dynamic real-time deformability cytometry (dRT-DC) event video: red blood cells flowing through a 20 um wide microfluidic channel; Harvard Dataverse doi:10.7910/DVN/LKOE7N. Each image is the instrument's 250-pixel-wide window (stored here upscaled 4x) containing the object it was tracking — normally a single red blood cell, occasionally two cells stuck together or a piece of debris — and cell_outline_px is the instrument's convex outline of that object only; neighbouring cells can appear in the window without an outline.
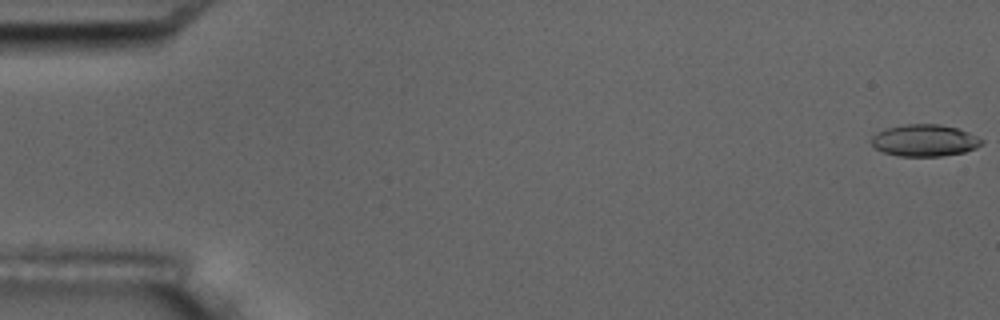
{"species": "common noctule bat (a hibernating species)", "species_latin": "Nyctalus noctula", "temperature_condition": "room temperature", "stored_images_in_passage": 5, "camera_frame_rate_fps": 3000, "um_per_image_px": 0.085, "animal": {"sex": "male", "body_mass_g": 17.5, "forearm_length_mm": 52.3}, "frame": {"image": 1, "passage_image": 1, "time_ms": 0.0, "image_size_px": [1000, 320], "cell_outline_px": [[984, 144], [976, 148], [964, 152], [940, 156], [900, 156], [884, 152], [876, 148], [872, 144], [872, 136], [888, 128], [904, 124], [940, 124], [956, 128], [968, 132], [984, 140]], "centroid_in_image_um": [78.64, 11.94], "position_along_channel_um": 6.4, "area_um2": 20.29}}
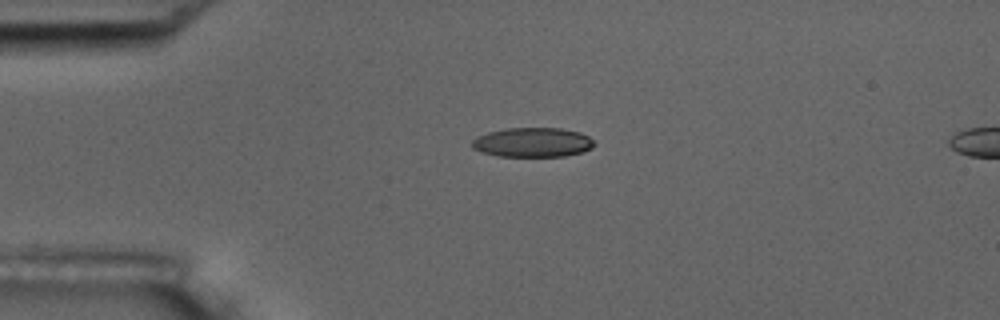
{"frame": {"image": 2, "passage_image": 4, "time_ms": 4.333, "image_size_px": [1000, 320], "cell_outline_px": [[596, 144], [592, 148], [584, 152], [564, 156], [496, 156], [472, 148], [472, 140], [476, 136], [488, 132], [504, 128], [560, 128], [580, 132], [588, 136]], "centroid_in_image_um": [45.28, 12.09], "position_along_channel_um": 39.7, "area_um2": 21.1}}